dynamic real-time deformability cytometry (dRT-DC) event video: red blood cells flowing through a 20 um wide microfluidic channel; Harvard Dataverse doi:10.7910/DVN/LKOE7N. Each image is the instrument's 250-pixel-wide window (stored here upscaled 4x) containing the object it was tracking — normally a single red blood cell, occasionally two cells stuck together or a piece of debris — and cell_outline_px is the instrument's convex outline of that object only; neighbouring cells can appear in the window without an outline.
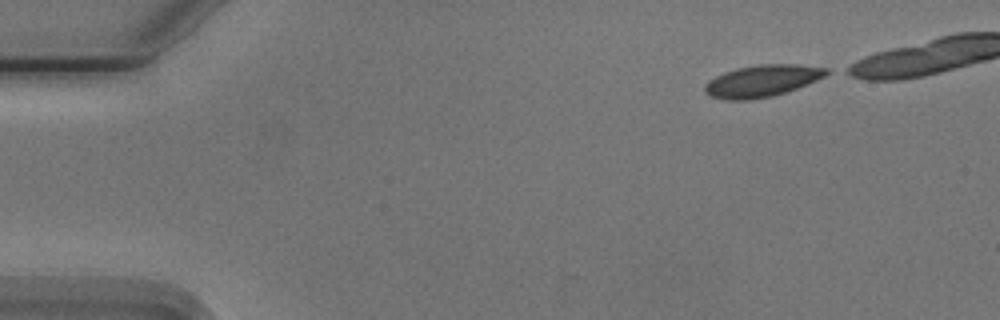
{"species": "Egyptian fruit bat (a non-hibernating species)", "species_latin": "Rousettus aegyptiacus", "temperature_condition": "cold", "stored_images_in_passage": 4, "camera_frame_rate_fps": 3000, "um_per_image_px": 0.085, "animal": {"sex": "male"}, "frame": {"image": 1, "passage_image": 1, "time_ms": 0.0, "image_size_px": [1000, 320], "cell_outline_px": [[832, 72], [808, 84], [772, 96], [748, 100], [724, 100], [708, 96], [704, 92], [704, 84], [708, 80], [724, 72], [740, 68], [760, 64], [796, 64], [828, 68]], "centroid_in_image_um": [64.75, 6.88], "position_along_channel_um": 20.2, "area_um2": 22.6}}